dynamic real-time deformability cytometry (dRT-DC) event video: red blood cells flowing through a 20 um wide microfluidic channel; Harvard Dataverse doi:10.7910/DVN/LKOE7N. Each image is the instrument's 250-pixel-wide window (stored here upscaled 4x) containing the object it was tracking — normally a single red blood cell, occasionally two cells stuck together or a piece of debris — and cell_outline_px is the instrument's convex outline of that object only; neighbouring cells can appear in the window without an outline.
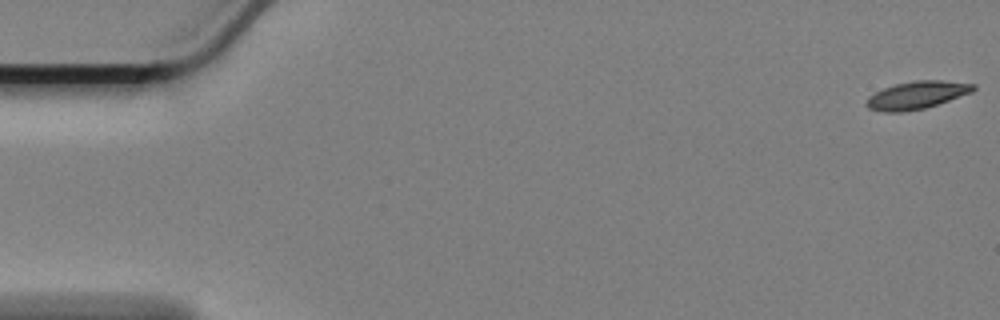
{"species": "Egyptian fruit bat (a non-hibernating species)", "species_latin": "Rousettus aegyptiacus", "temperature_condition": "cold", "stored_images_in_passage": 15, "camera_frame_rate_fps": 3000, "um_per_image_px": 0.085, "animal": {"sex": "female"}, "frame": {"image": 1, "passage_image": 1, "time_ms": 0.0, "image_size_px": [1000, 320], "cell_outline_px": [[976, 88], [972, 92], [924, 108], [900, 112], [884, 112], [868, 108], [864, 104], [868, 96], [884, 88], [896, 84], [916, 80], [940, 80], [976, 84]], "centroid_in_image_um": [77.9, 8.08], "position_along_channel_um": 7.1, "area_um2": 17.05}}
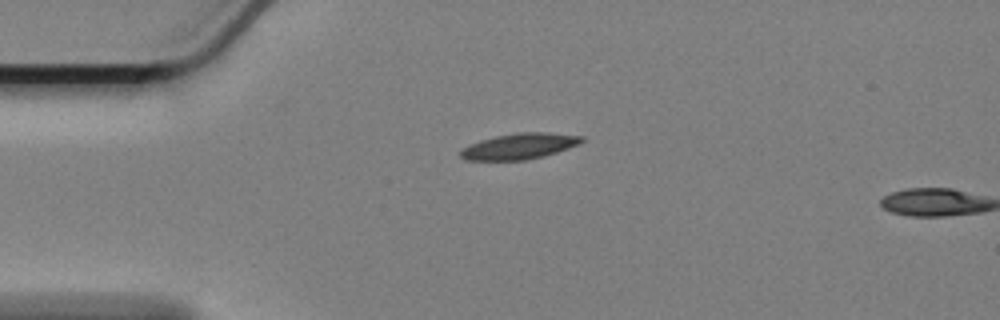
{"frame": {"image": 2, "passage_image": 14, "time_ms": 4.333, "image_size_px": [1000, 320], "cell_outline_px": [[584, 140], [580, 144], [544, 156], [524, 160], [464, 160], [460, 156], [460, 152], [468, 144], [480, 140], [496, 136], [516, 132], [548, 132], [584, 136]], "centroid_in_image_um": [44.16, 12.42], "position_along_channel_um": 40.8, "area_um2": 18.32}}